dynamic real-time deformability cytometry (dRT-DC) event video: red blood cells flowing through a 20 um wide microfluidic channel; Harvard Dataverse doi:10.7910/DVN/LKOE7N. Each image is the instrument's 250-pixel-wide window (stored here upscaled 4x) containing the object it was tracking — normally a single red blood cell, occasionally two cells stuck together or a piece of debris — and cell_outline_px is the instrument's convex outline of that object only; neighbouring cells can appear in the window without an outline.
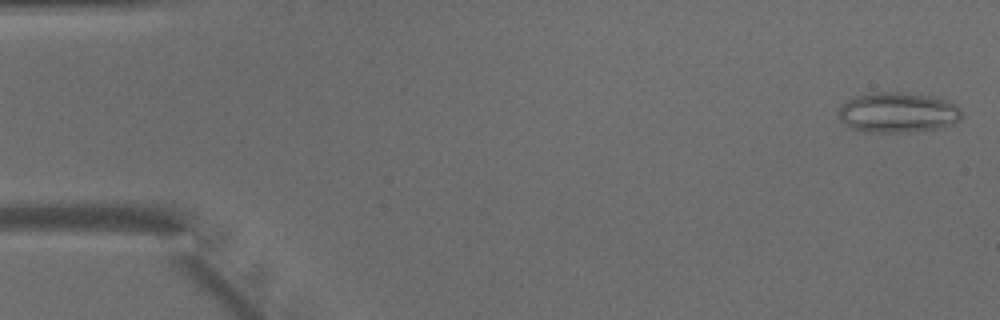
{"species": "common noctule bat (a hibernating species)", "species_latin": "Nyctalus noctula", "temperature_condition": "warm", "stored_images_in_passage": 46, "camera_frame_rate_fps": 3000, "um_per_image_px": 0.085, "animal": {"sex": "male", "body_mass_g": 15.6}, "frame": {"image": 1, "passage_image": 1, "time_ms": 0.0, "image_size_px": [1000, 320], "cell_outline_px": [[960, 120], [952, 124], [940, 128], [908, 132], [872, 132], [852, 128], [840, 120], [836, 112], [840, 104], [852, 96], [864, 92], [908, 92], [948, 100], [956, 104], [960, 108]], "centroid_in_image_um": [76.26, 9.54], "position_along_channel_um": 8.7, "area_um2": 29.36}}
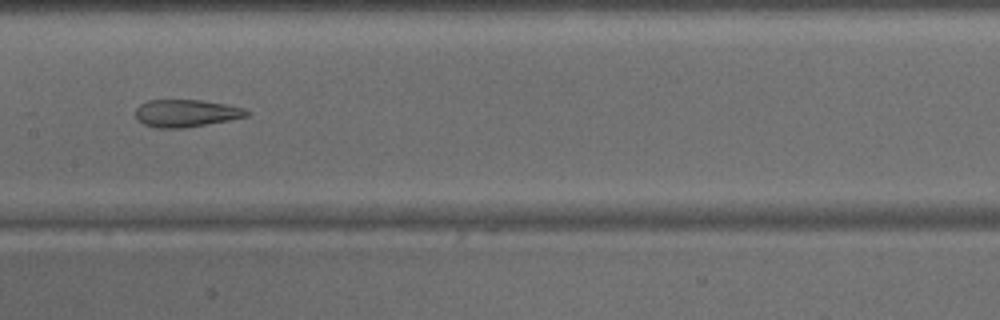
{"frame": {"image": 2, "passage_image": 23, "time_ms": 7.333, "image_size_px": [1000, 320], "cell_outline_px": [[252, 112], [248, 116], [228, 120], [184, 128], [156, 128], [144, 124], [136, 120], [136, 108], [140, 104], [148, 100], [204, 100], [244, 108]], "centroid_in_image_um": [15.81, 9.62], "position_along_channel_um": 191.6, "area_um2": 17.8}}
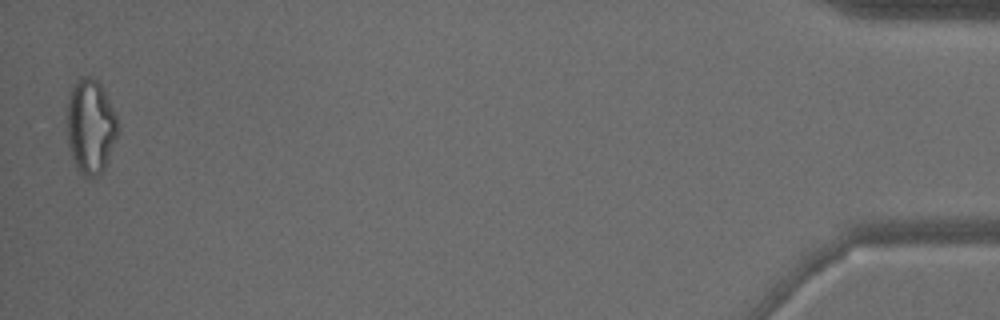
{"frame": {"image": 3, "passage_image": 46, "time_ms": 15.0, "image_size_px": [1000, 320], "cell_outline_px": [[120, 128], [104, 168], [100, 172], [92, 176], [84, 176], [76, 168], [72, 156], [68, 140], [68, 96], [72, 84], [84, 76], [88, 76], [100, 80], [116, 116]], "centroid_in_image_um": [7.71, 10.68], "position_along_channel_um": 427.5, "area_um2": 27.8}}